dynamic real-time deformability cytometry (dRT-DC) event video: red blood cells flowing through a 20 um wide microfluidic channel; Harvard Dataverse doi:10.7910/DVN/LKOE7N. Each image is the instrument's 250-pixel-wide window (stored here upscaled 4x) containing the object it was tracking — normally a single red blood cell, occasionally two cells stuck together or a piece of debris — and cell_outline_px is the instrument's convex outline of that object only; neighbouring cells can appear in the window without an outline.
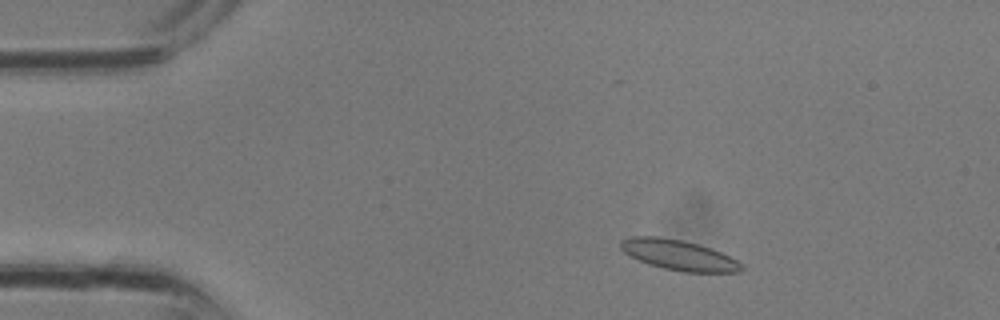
{"species": "common noctule bat (a hibernating species)", "species_latin": "Nyctalus noctula", "temperature_condition": "room temperature", "stored_images_in_passage": 31, "camera_frame_rate_fps": 3000, "um_per_image_px": 0.085, "animal": {"sex": "male", "body_mass_g": 13.3}, "frame": {"image": 1, "passage_image": 4, "time_ms": 1.0, "image_size_px": [1000, 320], "cell_outline_px": [[744, 268], [740, 272], [684, 272], [664, 268], [648, 264], [624, 252], [620, 248], [620, 240], [628, 236], [656, 236], [684, 240], [700, 244], [720, 252], [744, 264]], "centroid_in_image_um": [57.69, 21.67], "position_along_channel_um": 27.3, "area_um2": 21.39}}
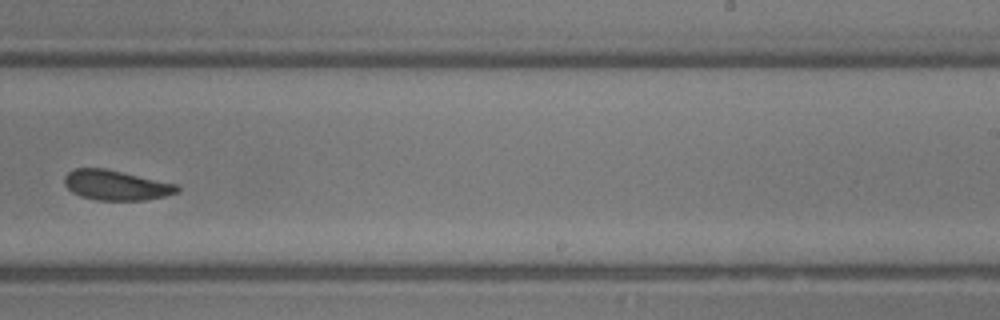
{"frame": {"image": 2, "passage_image": 19, "time_ms": 6.0, "image_size_px": [1000, 320], "cell_outline_px": [[180, 192], [164, 196], [144, 200], [96, 200], [80, 196], [72, 192], [64, 184], [64, 176], [68, 172], [76, 168], [104, 168], [180, 184]], "centroid_in_image_um": [9.9, 15.74], "position_along_channel_um": 279.1, "area_um2": 19.88}}
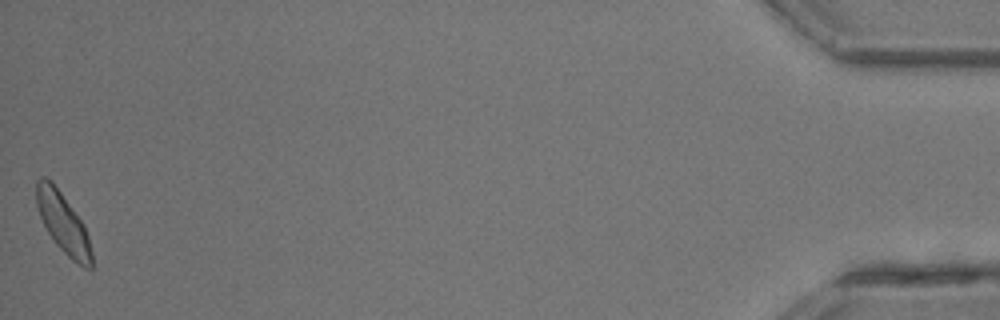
{"frame": {"image": 3, "passage_image": 31, "time_ms": 10.0, "image_size_px": [1000, 320], "cell_outline_px": [[92, 268], [84, 268], [72, 260], [56, 244], [48, 232], [40, 216], [36, 204], [36, 180], [40, 176], [44, 176], [52, 180], [84, 224], [88, 236], [92, 252]], "centroid_in_image_um": [5.36, 18.93], "position_along_channel_um": 429.8, "area_um2": 19.36}}